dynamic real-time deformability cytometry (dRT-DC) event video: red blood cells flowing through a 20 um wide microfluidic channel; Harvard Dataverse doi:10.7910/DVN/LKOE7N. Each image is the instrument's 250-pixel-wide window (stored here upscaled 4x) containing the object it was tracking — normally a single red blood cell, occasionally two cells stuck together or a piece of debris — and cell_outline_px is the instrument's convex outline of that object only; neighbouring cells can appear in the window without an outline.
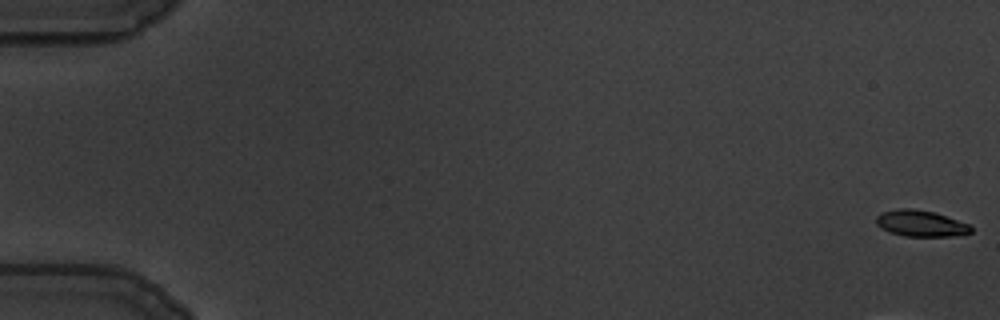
{"species": "common noctule bat (a hibernating species)", "species_latin": "Nyctalus noctula", "temperature_condition": "warm", "stored_images_in_passage": 60, "camera_frame_rate_fps": 3000, "um_per_image_px": 0.085, "animal": {"sex": "male", "body_mass_g": 19.5, "forearm_length_mm": 54.6}, "frame": {"image": 1, "passage_image": 1, "time_ms": 0.0, "image_size_px": [1000, 320], "cell_outline_px": [[972, 232], [952, 236], [904, 236], [888, 232], [880, 228], [876, 224], [876, 216], [884, 212], [896, 208], [912, 208], [932, 212], [968, 224], [972, 228]], "centroid_in_image_um": [78.2, 19.0], "position_along_channel_um": 6.8, "area_um2": 14.33}}
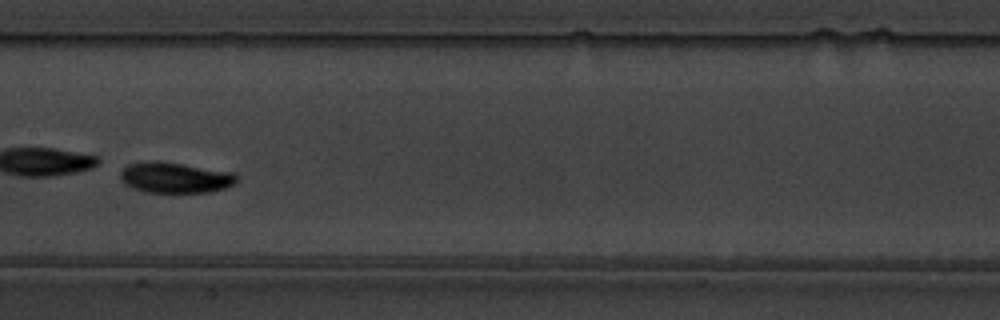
{"frame": {"image": 2, "passage_image": 33, "time_ms": 10.667, "image_size_px": [1000, 320], "cell_outline_px": [[236, 184], [224, 188], [208, 192], [144, 192], [132, 188], [124, 184], [120, 180], [120, 172], [128, 164], [152, 160], [156, 160], [232, 172], [236, 176]], "centroid_in_image_um": [14.83, 15.1], "position_along_channel_um": 192.6, "area_um2": 20.75}}